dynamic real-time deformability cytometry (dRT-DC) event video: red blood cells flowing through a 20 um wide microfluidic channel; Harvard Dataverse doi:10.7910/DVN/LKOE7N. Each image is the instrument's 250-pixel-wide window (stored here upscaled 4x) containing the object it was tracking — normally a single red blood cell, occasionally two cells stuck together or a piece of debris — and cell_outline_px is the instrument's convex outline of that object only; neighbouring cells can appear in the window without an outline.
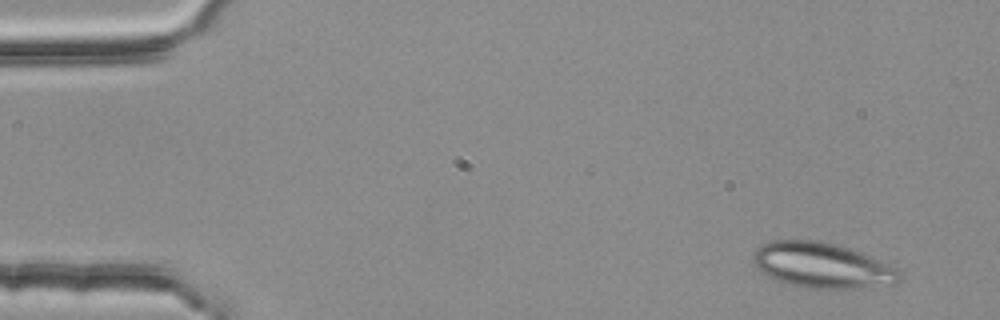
{"species": "common noctule bat (a hibernating species)", "species_latin": "Nyctalus noctula", "temperature_condition": "room temperature", "stored_images_in_passage": 3, "camera_frame_rate_fps": 3000, "um_per_image_px": 0.085, "animal": {"sex": "female", "body_mass_g": 25.1}, "frame": {"image": 1, "passage_image": 1, "time_ms": 0.0, "image_size_px": [1000, 320], "cell_outline_px": [[904, 276], [896, 284], [852, 288], [808, 288], [792, 284], [768, 276], [756, 268], [752, 264], [752, 256], [756, 248], [760, 244], [772, 240], [820, 240], [848, 248], [860, 252], [880, 260], [896, 268]], "centroid_in_image_um": [69.86, 22.54], "position_along_channel_um": 15.1, "area_um2": 38.67}}